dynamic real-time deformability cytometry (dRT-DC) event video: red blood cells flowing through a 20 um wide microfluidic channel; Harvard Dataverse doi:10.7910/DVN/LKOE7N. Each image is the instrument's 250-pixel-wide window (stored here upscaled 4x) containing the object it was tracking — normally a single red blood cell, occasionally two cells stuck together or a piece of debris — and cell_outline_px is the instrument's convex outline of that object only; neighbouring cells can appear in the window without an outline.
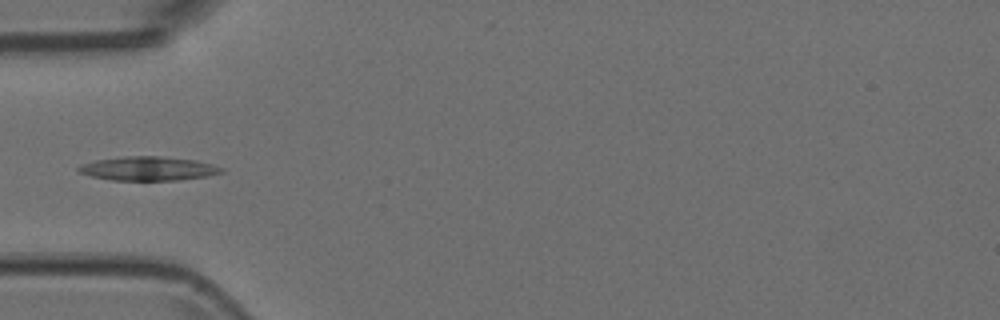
{"species": "Egyptian fruit bat (a non-hibernating species)", "species_latin": "Rousettus aegyptiacus", "temperature_condition": "room temperature", "stored_images_in_passage": 4, "camera_frame_rate_fps": 3000, "um_per_image_px": 0.085, "animal": {"sex": "female"}, "frame": {"image": 1, "passage_image": 4, "time_ms": 1.0, "image_size_px": [1000, 320], "cell_outline_px": [[224, 172], [208, 176], [176, 180], [112, 180], [92, 176], [80, 172], [76, 168], [80, 164], [96, 160], [124, 156], [160, 156], [196, 160], [212, 164], [224, 168]], "centroid_in_image_um": [12.62, 14.32], "position_along_channel_um": 72.4, "area_um2": 19.94}}